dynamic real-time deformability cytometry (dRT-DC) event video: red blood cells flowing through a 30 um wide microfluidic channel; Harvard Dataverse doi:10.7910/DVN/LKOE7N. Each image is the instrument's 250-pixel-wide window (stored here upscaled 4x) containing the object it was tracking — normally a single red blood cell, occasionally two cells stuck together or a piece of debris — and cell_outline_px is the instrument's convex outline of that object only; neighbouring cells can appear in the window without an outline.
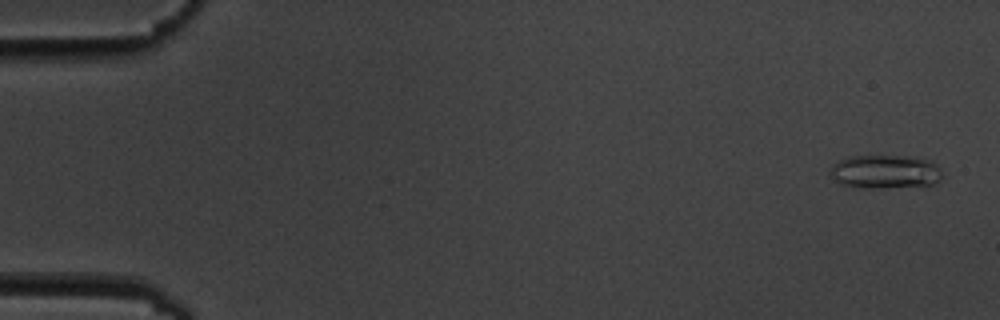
{"species": "common noctule bat (a hibernating species)", "species_latin": "Nyctalus noctula", "temperature_condition": "cold", "stored_images_in_passage": 11, "camera_frame_rate_fps": 3000, "um_per_image_px": 0.085, "animal": {"sex": "male", "body_mass_g": 19.5, "forearm_length_mm": 54.6}, "frame": {"image": 1, "passage_image": 1, "time_ms": 0.0, "image_size_px": [1000, 320], "cell_outline_px": [[944, 176], [940, 180], [932, 184], [880, 188], [860, 188], [840, 184], [828, 176], [828, 172], [840, 160], [848, 156], [916, 156], [932, 160], [936, 164]], "centroid_in_image_um": [75.24, 14.59], "position_along_channel_um": 9.8, "area_um2": 22.25}}
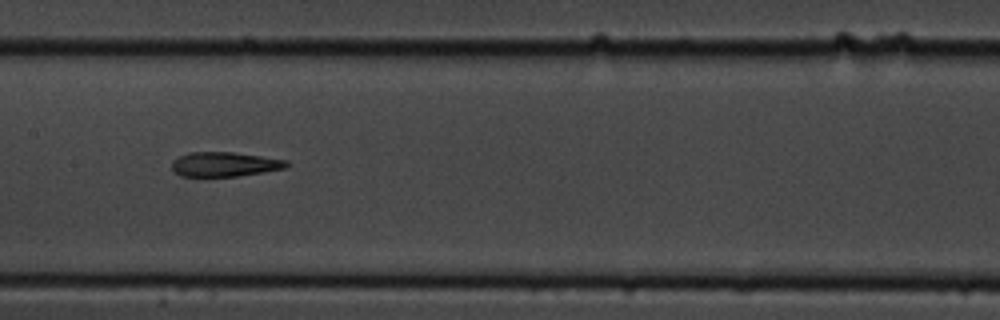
{"frame": {"image": 2, "passage_image": 8, "time_ms": 9.0, "image_size_px": [1000, 320], "cell_outline_px": [[288, 164], [284, 168], [264, 172], [236, 176], [180, 176], [172, 168], [172, 160], [176, 156], [188, 152], [232, 152], [288, 160]], "centroid_in_image_um": [19.04, 13.95], "position_along_channel_um": 188.4, "area_um2": 16.36}}
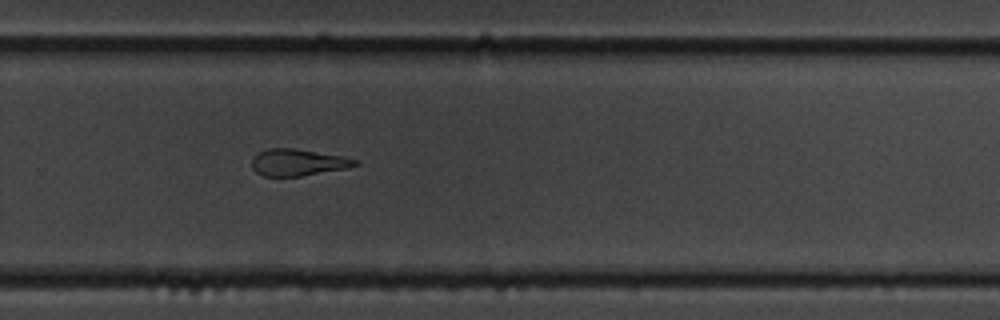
{"frame": {"image": 3, "passage_image": 11, "time_ms": 12.333, "image_size_px": [1000, 320], "cell_outline_px": [[360, 164], [348, 168], [300, 176], [264, 176], [256, 172], [252, 168], [252, 156], [268, 148], [292, 148], [344, 156], [360, 160]], "centroid_in_image_um": [25.35, 13.8], "position_along_channel_um": 304.5, "area_um2": 16.18}}